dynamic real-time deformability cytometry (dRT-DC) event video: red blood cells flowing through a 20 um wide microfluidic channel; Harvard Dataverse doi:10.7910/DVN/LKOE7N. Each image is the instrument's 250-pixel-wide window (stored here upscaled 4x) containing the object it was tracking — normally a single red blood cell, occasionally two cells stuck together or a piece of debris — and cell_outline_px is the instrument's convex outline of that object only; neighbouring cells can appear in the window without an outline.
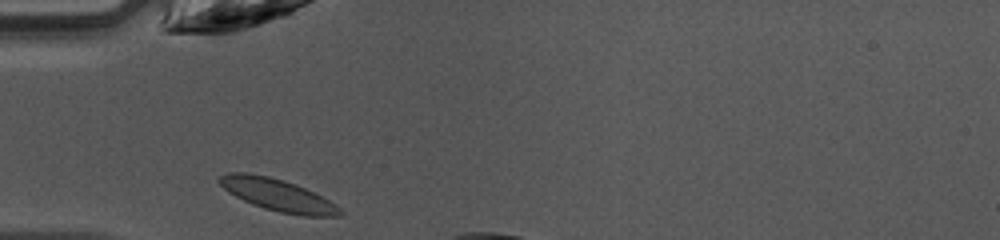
{"species": "common noctule bat (a hibernating species)", "species_latin": "Nyctalus noctula", "temperature_condition": "warm", "stored_images_in_passage": 4, "camera_frame_rate_fps": 3000, "um_per_image_px": 0.085, "animal": {"sex": "female", "body_mass_g": 10.0, "forearm_length_mm": 53.1}, "frame": {"image": 1, "passage_image": 1, "time_ms": 0.0, "image_size_px": [1000, 240], "cell_outline_px": [[344, 212], [340, 216], [304, 216], [280, 212], [264, 208], [252, 204], [228, 192], [216, 180], [220, 176], [228, 172], [248, 172], [268, 176], [284, 180], [296, 184], [336, 204]], "centroid_in_image_um": [23.58, 16.56], "position_along_channel_um": 61.4, "area_um2": 22.43}}